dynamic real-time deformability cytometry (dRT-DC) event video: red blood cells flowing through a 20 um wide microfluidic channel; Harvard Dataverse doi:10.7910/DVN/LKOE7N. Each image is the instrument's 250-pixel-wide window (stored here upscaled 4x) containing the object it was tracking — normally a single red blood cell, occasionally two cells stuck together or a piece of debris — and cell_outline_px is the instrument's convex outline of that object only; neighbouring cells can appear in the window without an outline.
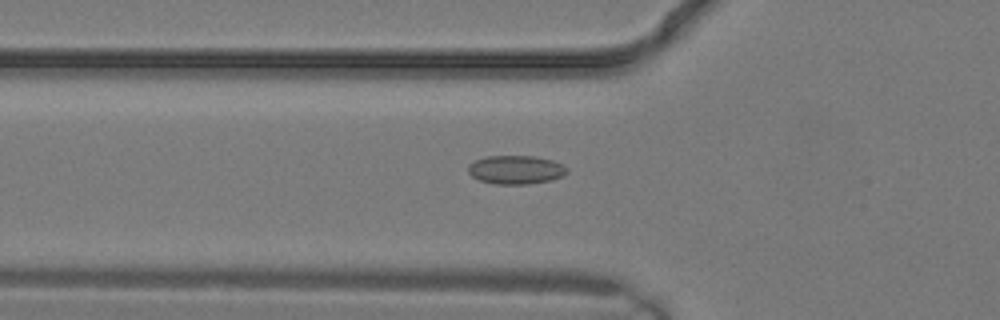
{"species": "common noctule bat (a hibernating species)", "species_latin": "Nyctalus noctula", "temperature_condition": "warm", "stored_images_in_passage": 16, "camera_frame_rate_fps": 3000, "um_per_image_px": 0.085, "animal": {"sex": "male", "body_mass_g": 19.2, "forearm_length_mm": 51.8}, "frame": {"image": 1, "passage_image": 9, "time_ms": 2.667, "image_size_px": [1000, 320], "cell_outline_px": [[568, 172], [564, 176], [552, 180], [528, 184], [496, 184], [480, 180], [472, 176], [468, 172], [468, 164], [476, 160], [488, 156], [536, 156], [552, 160], [568, 168]], "centroid_in_image_um": [43.87, 14.43], "position_along_channel_um": 81.9, "area_um2": 16.53}}
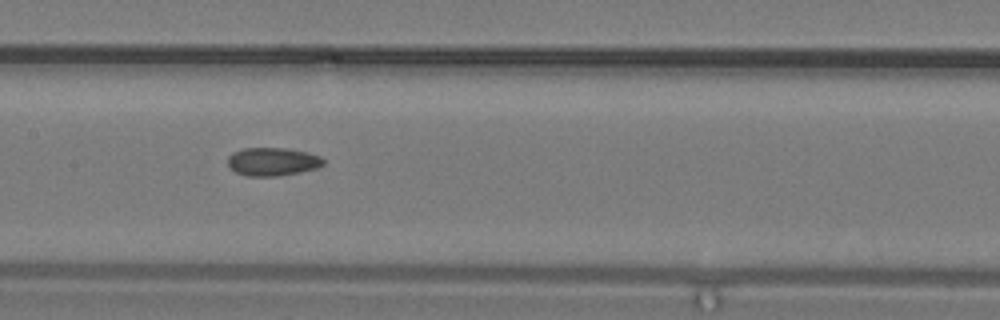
{"frame": {"image": 2, "passage_image": 13, "time_ms": 4.0, "image_size_px": [1000, 320], "cell_outline_px": [[324, 164], [316, 168], [300, 172], [276, 176], [248, 176], [236, 172], [228, 164], [228, 156], [232, 152], [244, 148], [284, 148], [304, 152], [320, 156], [324, 160]], "centroid_in_image_um": [23.15, 13.74], "position_along_channel_um": 184.3, "area_um2": 15.55}}
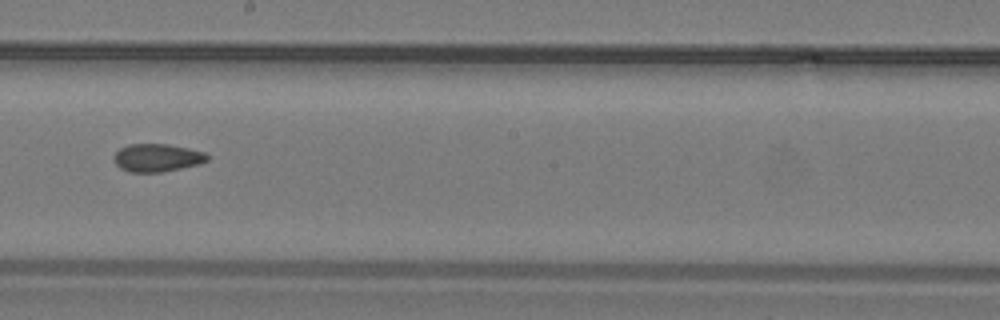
{"frame": {"image": 3, "passage_image": 15, "time_ms": 4.667, "image_size_px": [1000, 320], "cell_outline_px": [[208, 160], [200, 164], [164, 172], [128, 172], [120, 168], [116, 164], [112, 156], [120, 148], [128, 144], [168, 144], [188, 148], [204, 152], [208, 156]], "centroid_in_image_um": [13.34, 13.41], "position_along_channel_um": 234.9, "area_um2": 15.32}}